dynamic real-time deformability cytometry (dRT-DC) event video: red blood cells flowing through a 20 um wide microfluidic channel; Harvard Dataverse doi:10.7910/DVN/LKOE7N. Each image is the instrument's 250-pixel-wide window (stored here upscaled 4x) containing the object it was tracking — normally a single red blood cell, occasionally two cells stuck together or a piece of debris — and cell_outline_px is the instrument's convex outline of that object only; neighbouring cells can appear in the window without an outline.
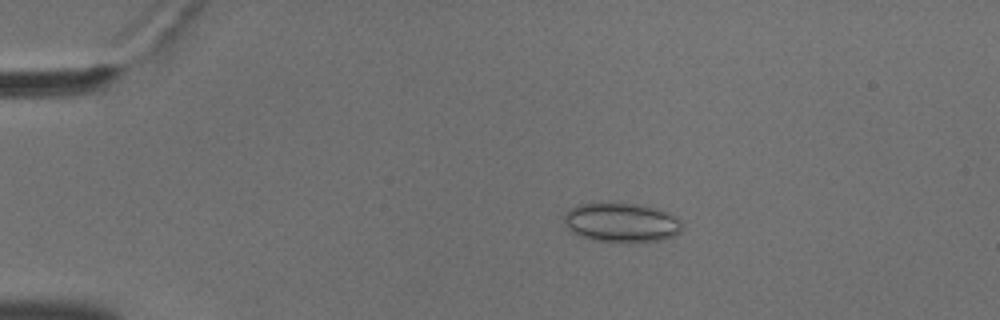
{"species": "common noctule bat (a hibernating species)", "species_latin": "Nyctalus noctula", "temperature_condition": "cold", "stored_images_in_passage": 55, "camera_frame_rate_fps": 3000, "um_per_image_px": 0.085, "animal": {"sex": "male", "body_mass_g": 18.8}, "frame": {"image": 1, "passage_image": 11, "time_ms": 3.333, "image_size_px": [1000, 320], "cell_outline_px": [[680, 232], [672, 236], [660, 240], [628, 244], [616, 244], [592, 240], [580, 236], [572, 232], [568, 228], [564, 220], [564, 212], [568, 208], [576, 204], [620, 200], [656, 208], [668, 212], [676, 216], [680, 220]], "centroid_in_image_um": [52.77, 18.9], "position_along_channel_um": 32.2, "area_um2": 28.38}}
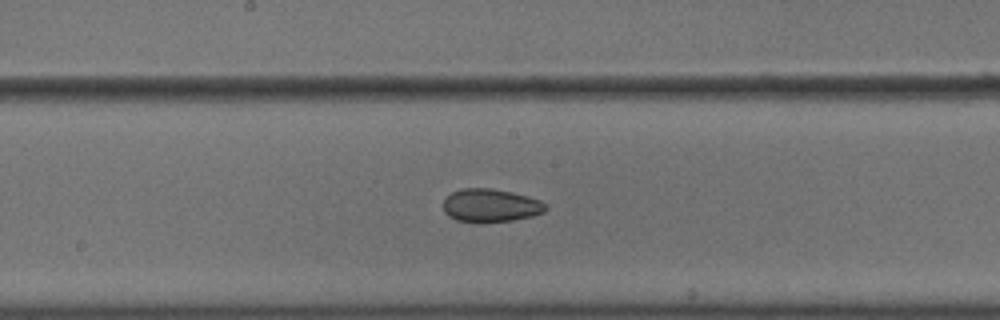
{"frame": {"image": 2, "passage_image": 30, "time_ms": 9.667, "image_size_px": [1000, 320], "cell_outline_px": [[548, 208], [544, 212], [532, 216], [512, 220], [456, 220], [448, 216], [444, 212], [444, 200], [452, 192], [460, 188], [492, 188], [512, 192], [528, 196], [540, 200]], "centroid_in_image_um": [41.71, 17.42], "position_along_channel_um": 206.5, "area_um2": 19.31}}
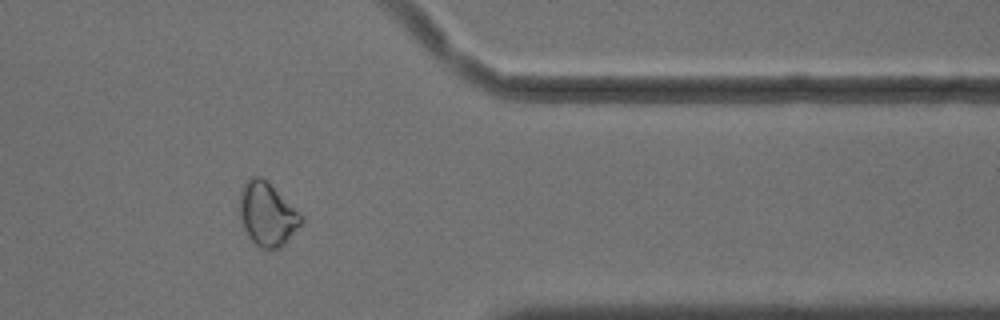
{"frame": {"image": 3, "passage_image": 46, "time_ms": 15.0, "image_size_px": [1000, 320], "cell_outline_px": [[304, 220], [284, 244], [276, 248], [260, 248], [248, 236], [240, 220], [240, 192], [244, 184], [252, 176], [260, 176], [300, 212], [304, 216]], "centroid_in_image_um": [22.71, 18.21], "position_along_channel_um": 388.7, "area_um2": 22.31}, "authors_computed_cell_mechanics": {"area_um2": 22.3108, "velocity_mm_per_s": 3.6361, "shape_relaxation_time_tau1_ms": 9.2787, "shape_relaxation_time_tau2_ms": 4.534, "deformation_change_tau1": 0.0782, "deformation_change_tau2": 0.0776}}